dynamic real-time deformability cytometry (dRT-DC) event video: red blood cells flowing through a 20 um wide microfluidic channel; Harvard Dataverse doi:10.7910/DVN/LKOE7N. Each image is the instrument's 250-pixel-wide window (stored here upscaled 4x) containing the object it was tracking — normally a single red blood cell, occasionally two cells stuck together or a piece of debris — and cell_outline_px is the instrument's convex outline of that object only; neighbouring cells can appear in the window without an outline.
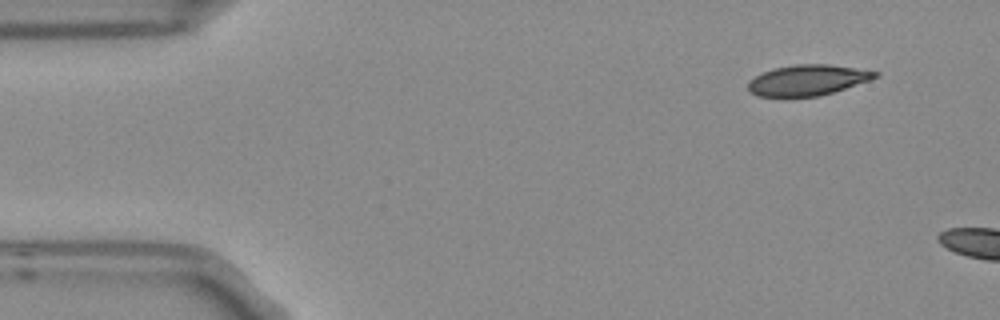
{"species": "Egyptian fruit bat (a non-hibernating species)", "species_latin": "Rousettus aegyptiacus", "temperature_condition": "room temperature", "stored_images_in_passage": 6, "camera_frame_rate_fps": 3000, "um_per_image_px": 0.085, "frame": {"image": 1, "passage_image": 1, "time_ms": 0.0, "image_size_px": [1000, 320], "cell_outline_px": [[880, 76], [872, 80], [820, 96], [756, 96], [748, 92], [748, 80], [764, 72], [776, 68], [796, 64], [828, 64], [880, 72]], "centroid_in_image_um": [68.67, 6.81], "position_along_channel_um": 16.3, "area_um2": 22.66}}
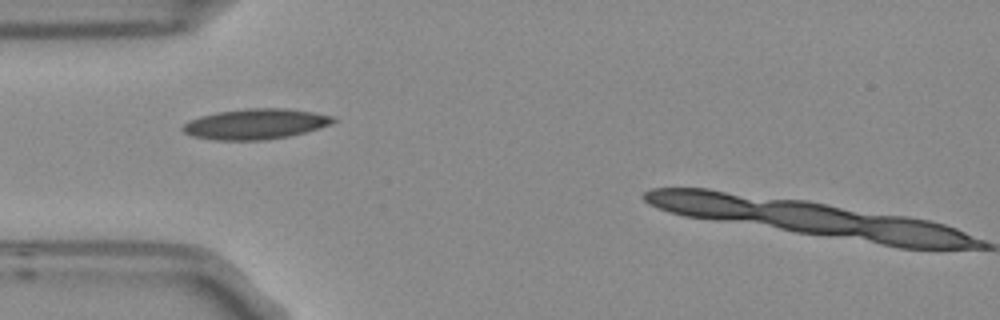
{"frame": {"image": 2, "passage_image": 4, "time_ms": 1.0, "image_size_px": [1000, 320], "cell_outline_px": [[336, 120], [332, 124], [320, 128], [288, 136], [264, 140], [212, 140], [192, 136], [184, 132], [180, 128], [188, 120], [200, 116], [216, 112], [244, 108], [284, 108], [316, 112], [336, 116]], "centroid_in_image_um": [21.72, 10.53], "position_along_channel_um": 63.3, "area_um2": 26.99}}